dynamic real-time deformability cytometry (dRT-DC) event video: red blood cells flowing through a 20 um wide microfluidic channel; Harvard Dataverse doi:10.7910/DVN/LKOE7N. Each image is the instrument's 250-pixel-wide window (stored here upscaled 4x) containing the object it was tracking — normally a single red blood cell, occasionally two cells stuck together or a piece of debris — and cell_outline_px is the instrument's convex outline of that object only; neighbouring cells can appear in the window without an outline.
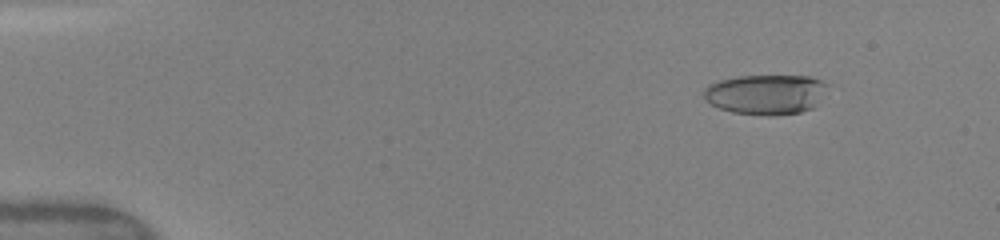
{"species": "human", "species_latin": "Homo sapiens", "temperature_condition": "warm", "stored_images_in_passage": 71, "camera_frame_rate_fps": 3000, "um_per_image_px": 0.085, "donor": {"sex": "female"}, "frame": {"image": 1, "passage_image": 8, "time_ms": 1.667, "image_size_px": [1000, 240], "cell_outline_px": [[828, 84], [812, 108], [800, 112], [772, 116], [768, 116], [732, 112], [720, 108], [704, 100], [704, 88], [708, 84], [720, 80], [736, 76], [808, 76], [820, 80]], "centroid_in_image_um": [65.03, 8.02], "position_along_channel_um": 20.0, "area_um2": 28.61}}
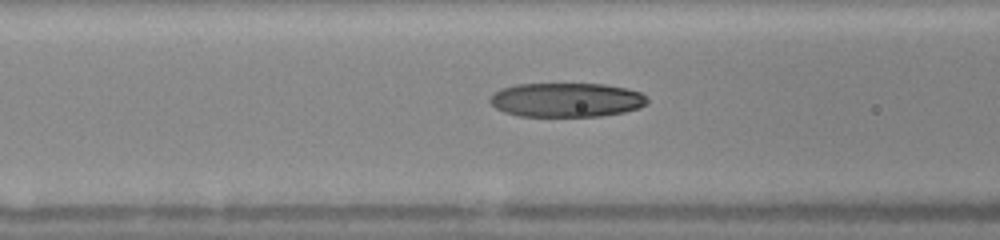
{"frame": {"image": 2, "passage_image": 30, "time_ms": 6.667, "image_size_px": [1000, 240], "cell_outline_px": [[648, 104], [640, 108], [624, 112], [600, 116], [520, 116], [504, 112], [496, 108], [488, 100], [500, 88], [516, 84], [604, 84], [628, 88], [640, 92], [648, 100]], "centroid_in_image_um": [48.17, 8.49], "position_along_channel_um": 118.4, "area_um2": 31.44}}
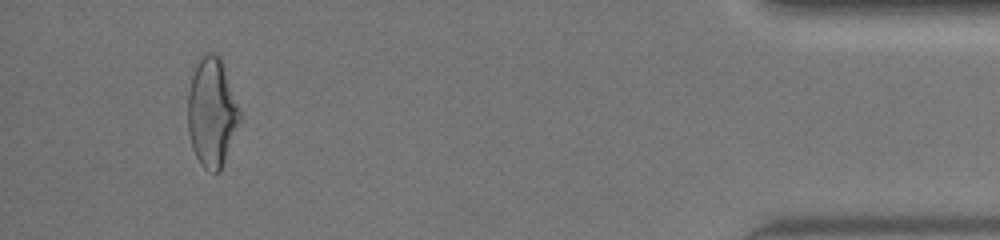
{"frame": {"image": 3, "passage_image": 68, "time_ms": 15.333, "image_size_px": [1000, 240], "cell_outline_px": [[240, 120], [220, 172], [212, 172], [204, 168], [200, 164], [192, 148], [188, 132], [188, 92], [196, 56], [204, 52], [212, 52], [220, 56], [240, 108]], "centroid_in_image_um": [17.98, 9.49], "position_along_channel_um": 417.2, "area_um2": 33.35}, "authors_computed_cell_mechanics": {"area_um2": 31.3854, "velocity_mm_per_s": 4.1313, "shape_relaxation_time_tau1_ms": 7.3812, "shape_relaxation_time_tau2_ms": 2.061, "deformation_change_tau1": 0.259, "deformation_change_tau2": 0.0846}}